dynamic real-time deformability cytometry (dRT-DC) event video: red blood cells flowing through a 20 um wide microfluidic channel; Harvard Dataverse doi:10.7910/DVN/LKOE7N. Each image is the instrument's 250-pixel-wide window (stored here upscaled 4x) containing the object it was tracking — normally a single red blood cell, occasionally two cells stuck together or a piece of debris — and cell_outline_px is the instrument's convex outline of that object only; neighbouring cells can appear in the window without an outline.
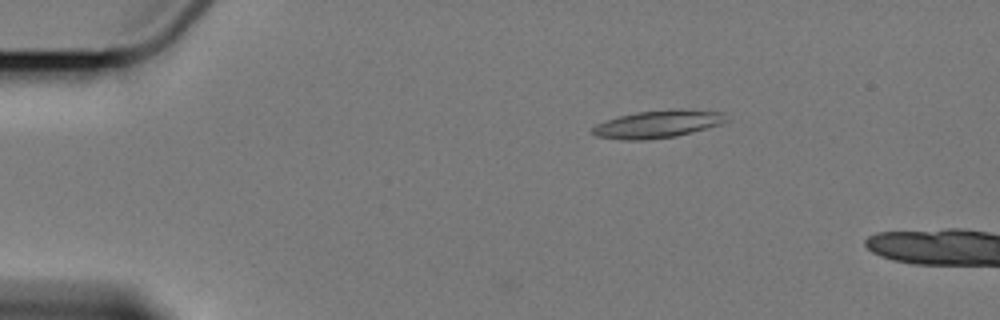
{"species": "Egyptian fruit bat (a non-hibernating species)", "species_latin": "Rousettus aegyptiacus", "temperature_condition": "cold", "stored_images_in_passage": 5, "camera_frame_rate_fps": 3000, "um_per_image_px": 0.085, "animal": {"sex": "female"}, "frame": {"image": 1, "passage_image": 2, "time_ms": 1.333, "image_size_px": [1000, 320], "cell_outline_px": [[728, 120], [720, 124], [676, 136], [644, 140], [624, 140], [596, 136], [592, 132], [592, 128], [596, 124], [620, 116], [636, 112], [680, 108], [720, 112]], "centroid_in_image_um": [55.89, 10.54], "position_along_channel_um": 29.1, "area_um2": 21.21}}